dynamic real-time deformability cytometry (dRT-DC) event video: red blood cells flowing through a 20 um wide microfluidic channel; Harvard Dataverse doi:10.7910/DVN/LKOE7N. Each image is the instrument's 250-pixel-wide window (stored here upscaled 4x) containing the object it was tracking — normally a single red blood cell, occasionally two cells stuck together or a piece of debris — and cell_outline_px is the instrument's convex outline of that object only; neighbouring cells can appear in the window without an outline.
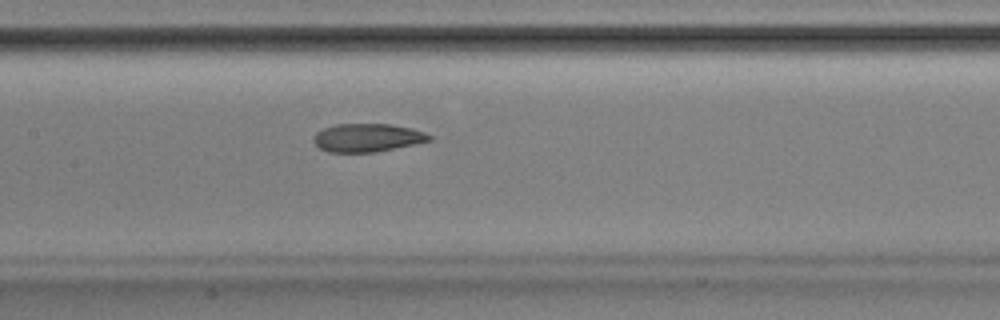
{"species": "Egyptian fruit bat (a non-hibernating species)", "species_latin": "Rousettus aegyptiacus", "temperature_condition": "room temperature", "stored_images_in_passage": 49, "camera_frame_rate_fps": 3000, "um_per_image_px": 0.085, "animal": {"sex": "male"}, "frame": {"image": 1, "passage_image": 22, "time_ms": 7.0, "image_size_px": [1000, 320], "cell_outline_px": [[432, 140], [376, 152], [328, 152], [320, 148], [312, 140], [312, 136], [316, 132], [324, 128], [336, 124], [392, 124], [412, 128], [424, 132], [432, 136]], "centroid_in_image_um": [31.21, 11.7], "position_along_channel_um": 176.2, "area_um2": 19.07}, "authors_computed_cell_mechanics": {"area_um2": 19.8832, "velocity_mm_per_s": 3.8939, "shape_relaxation_time_tau1_ms": 4.8042, "shape_relaxation_time_tau2_ms": 2.5288, "deformation_change_tau1": 0.1598, "deformation_change_tau2": 0.0968}}